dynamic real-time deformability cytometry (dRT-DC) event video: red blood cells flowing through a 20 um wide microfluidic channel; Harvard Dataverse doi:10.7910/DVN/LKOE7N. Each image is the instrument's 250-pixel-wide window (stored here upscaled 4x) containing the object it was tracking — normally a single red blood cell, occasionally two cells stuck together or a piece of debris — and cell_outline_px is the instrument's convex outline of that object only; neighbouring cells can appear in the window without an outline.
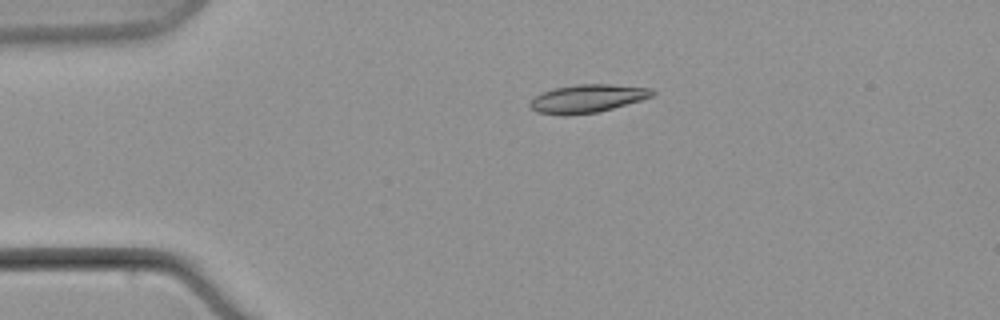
{"species": "common noctule bat (a hibernating species)", "species_latin": "Nyctalus noctula", "temperature_condition": "warm", "stored_images_in_passage": 3, "camera_frame_rate_fps": 3000, "um_per_image_px": 0.085, "animal": {"sex": "male", "body_mass_g": 21.5, "forearm_length_mm": 52.0}, "frame": {"image": 1, "passage_image": 1, "time_ms": 0.0, "image_size_px": [1000, 320], "cell_outline_px": [[656, 92], [652, 96], [640, 100], [612, 108], [596, 112], [564, 116], [560, 116], [536, 112], [528, 104], [540, 92], [552, 88], [576, 84], [612, 84], [652, 88]], "centroid_in_image_um": [49.89, 8.37], "position_along_channel_um": 35.1, "area_um2": 20.17}}